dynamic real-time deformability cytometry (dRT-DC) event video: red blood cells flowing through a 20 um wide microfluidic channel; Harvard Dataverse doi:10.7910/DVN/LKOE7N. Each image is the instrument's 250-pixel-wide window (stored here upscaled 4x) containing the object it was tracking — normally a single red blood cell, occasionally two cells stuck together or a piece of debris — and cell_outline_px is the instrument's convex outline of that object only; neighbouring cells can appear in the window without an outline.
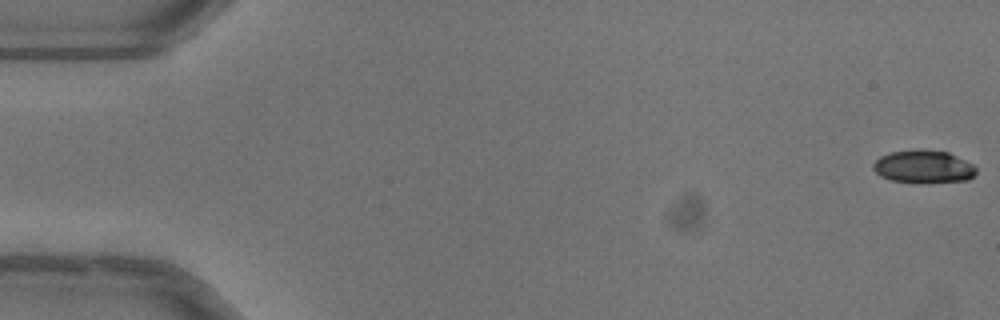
{"species": "common noctule bat (a hibernating species)", "species_latin": "Nyctalus noctula", "temperature_condition": "warm", "stored_images_in_passage": 13, "camera_frame_rate_fps": 3000, "um_per_image_px": 0.085, "animal": {"sex": "female"}, "frame": {"image": 1, "passage_image": 1, "time_ms": 0.0, "image_size_px": [1000, 320], "cell_outline_px": [[976, 172], [968, 180], [924, 184], [892, 180], [880, 176], [872, 168], [872, 164], [880, 156], [892, 152], [916, 148], [920, 148], [948, 152], [972, 164], [976, 168]], "centroid_in_image_um": [78.48, 14.17], "position_along_channel_um": 6.5, "area_um2": 20.06}}